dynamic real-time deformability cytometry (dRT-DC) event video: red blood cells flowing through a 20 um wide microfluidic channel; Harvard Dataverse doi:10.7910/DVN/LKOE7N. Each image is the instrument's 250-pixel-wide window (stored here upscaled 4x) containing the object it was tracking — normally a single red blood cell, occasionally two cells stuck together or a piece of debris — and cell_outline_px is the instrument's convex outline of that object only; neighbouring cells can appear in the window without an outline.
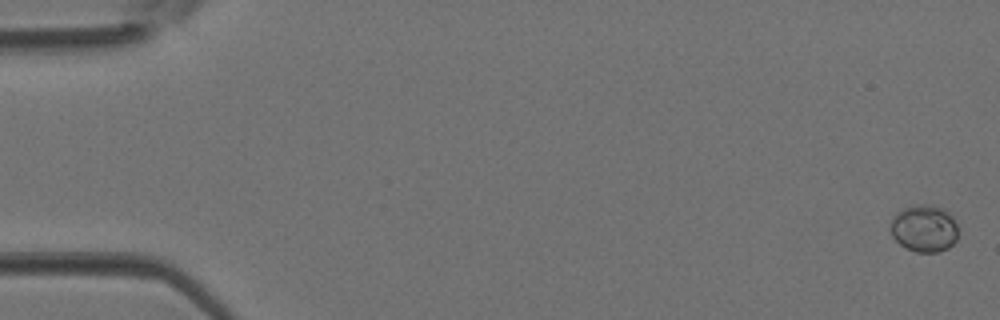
{"species": "Egyptian fruit bat (a non-hibernating species)", "species_latin": "Rousettus aegyptiacus", "temperature_condition": "room temperature", "stored_images_in_passage": 5, "camera_frame_rate_fps": 3000, "um_per_image_px": 0.085, "animal": {"sex": "female"}, "frame": {"image": 1, "passage_image": 1, "time_ms": 0.0, "image_size_px": [1000, 320], "cell_outline_px": [[960, 228], [956, 240], [948, 248], [940, 252], [916, 252], [900, 244], [892, 236], [888, 228], [892, 216], [900, 208], [916, 204], [932, 204], [944, 208], [952, 216]], "centroid_in_image_um": [78.55, 19.38], "position_along_channel_um": 6.5, "area_um2": 19.25}}